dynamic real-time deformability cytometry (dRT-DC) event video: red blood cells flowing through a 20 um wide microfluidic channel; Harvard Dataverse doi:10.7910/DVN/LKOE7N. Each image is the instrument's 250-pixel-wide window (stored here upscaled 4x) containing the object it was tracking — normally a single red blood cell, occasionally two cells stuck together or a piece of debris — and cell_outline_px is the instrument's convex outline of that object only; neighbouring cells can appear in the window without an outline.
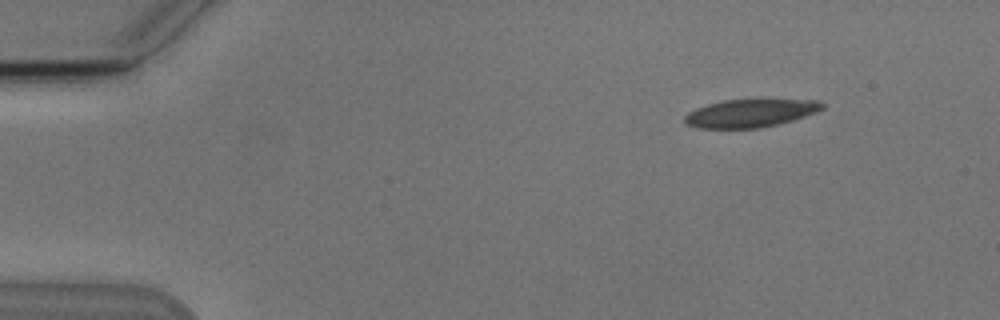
{"species": "Egyptian fruit bat (a non-hibernating species)", "species_latin": "Rousettus aegyptiacus", "temperature_condition": "cold", "stored_images_in_passage": 6, "segment_of_instrument_passage": [1, 2], "camera_frame_rate_fps": 3000, "um_per_image_px": 0.085, "animal": {"sex": "male"}, "frame": {"image": 1, "passage_image": 2, "time_ms": 2.0, "image_size_px": [1000, 320], "cell_outline_px": [[824, 108], [816, 112], [792, 120], [760, 128], [700, 128], [684, 124], [684, 116], [688, 112], [696, 108], [708, 104], [724, 100], [820, 100], [824, 104]], "centroid_in_image_um": [63.75, 9.62], "position_along_channel_um": 21.3, "area_um2": 22.25}}